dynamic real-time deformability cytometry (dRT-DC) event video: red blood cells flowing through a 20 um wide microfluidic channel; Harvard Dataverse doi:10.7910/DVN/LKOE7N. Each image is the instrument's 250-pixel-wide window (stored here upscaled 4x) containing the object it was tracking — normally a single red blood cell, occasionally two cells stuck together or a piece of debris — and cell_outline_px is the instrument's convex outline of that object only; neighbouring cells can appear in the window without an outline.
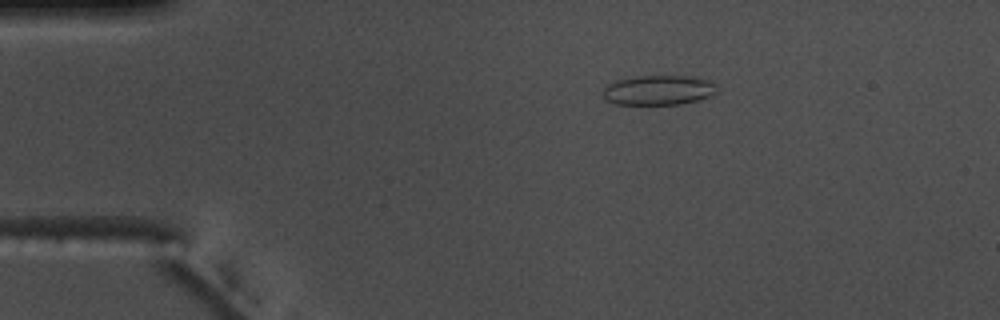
{"species": "common noctule bat (a hibernating species)", "species_latin": "Nyctalus noctula", "temperature_condition": "warm", "stored_images_in_passage": 55, "camera_frame_rate_fps": 3000, "um_per_image_px": 0.085, "animal": {"sex": "male", "body_mass_g": 17.5, "forearm_length_mm": 52.3}, "frame": {"image": 1, "passage_image": 10, "time_ms": 3.0, "image_size_px": [1000, 320], "cell_outline_px": [[716, 92], [700, 100], [680, 104], [616, 104], [604, 100], [604, 88], [608, 84], [616, 80], [632, 76], [692, 76], [712, 80], [716, 84]], "centroid_in_image_um": [55.98, 7.65], "position_along_channel_um": 29.0, "area_um2": 19.94}}
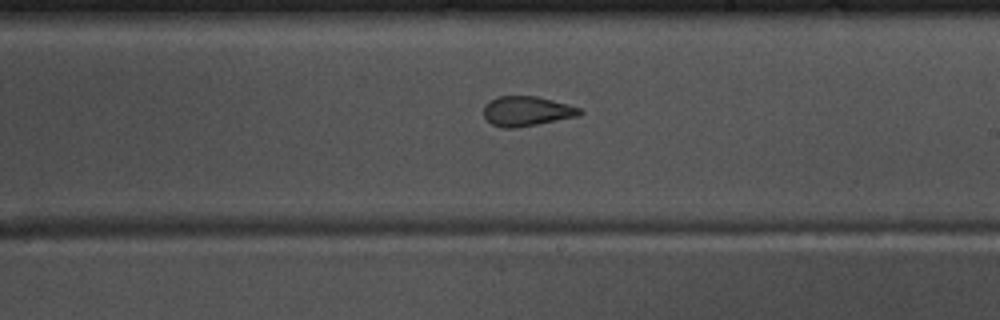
{"frame": {"image": 2, "passage_image": 32, "time_ms": 10.333, "image_size_px": [1000, 320], "cell_outline_px": [[584, 112], [580, 116], [516, 128], [504, 128], [492, 124], [484, 116], [484, 104], [488, 100], [496, 96], [536, 96], [568, 104], [580, 108]], "centroid_in_image_um": [44.77, 9.44], "position_along_channel_um": 244.2, "area_um2": 16.82}}
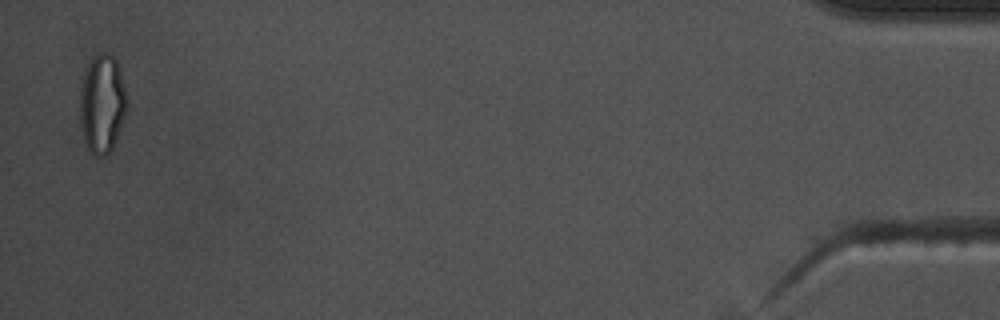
{"frame": {"image": 3, "passage_image": 54, "time_ms": 17.667, "image_size_px": [1000, 320], "cell_outline_px": [[128, 108], [112, 148], [104, 156], [96, 156], [88, 148], [84, 140], [80, 128], [80, 88], [84, 68], [100, 52], [108, 52], [116, 60], [120, 72], [128, 104]], "centroid_in_image_um": [8.66, 8.81], "position_along_channel_um": 426.5, "area_um2": 26.99}, "authors_computed_cell_mechanics": {"area_um2": 18.9584, "velocity_mm_per_s": 3.708, "shape_relaxation_time_tau1_ms": null, "shape_relaxation_time_tau2_ms": 1.0018, "deformation_change_tau1": null, "deformation_change_tau2": 0.0644}}